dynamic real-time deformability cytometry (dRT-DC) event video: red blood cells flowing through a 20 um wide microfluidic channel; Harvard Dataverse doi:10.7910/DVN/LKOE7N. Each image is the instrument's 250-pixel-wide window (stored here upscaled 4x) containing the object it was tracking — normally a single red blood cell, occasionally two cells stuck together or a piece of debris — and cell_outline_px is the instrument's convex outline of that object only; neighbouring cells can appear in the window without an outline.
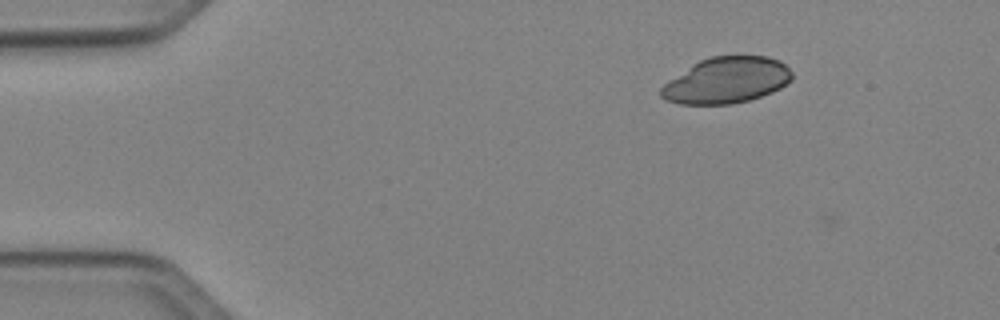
{"species": "Egyptian fruit bat (a non-hibernating species)", "species_latin": "Rousettus aegyptiacus", "temperature_condition": "cold", "stored_images_in_passage": 4, "camera_frame_rate_fps": 3000, "um_per_image_px": 0.085, "animal": {"sex": "female"}, "frame": {"image": 1, "passage_image": 3, "time_ms": 2.333, "image_size_px": [1000, 320], "cell_outline_px": [[792, 80], [780, 88], [772, 92], [748, 100], [732, 104], [680, 104], [668, 100], [660, 96], [660, 88], [668, 80], [692, 64], [700, 60], [712, 56], [768, 56], [780, 60], [792, 72]], "centroid_in_image_um": [61.75, 6.82], "position_along_channel_um": 23.2, "area_um2": 35.14}}